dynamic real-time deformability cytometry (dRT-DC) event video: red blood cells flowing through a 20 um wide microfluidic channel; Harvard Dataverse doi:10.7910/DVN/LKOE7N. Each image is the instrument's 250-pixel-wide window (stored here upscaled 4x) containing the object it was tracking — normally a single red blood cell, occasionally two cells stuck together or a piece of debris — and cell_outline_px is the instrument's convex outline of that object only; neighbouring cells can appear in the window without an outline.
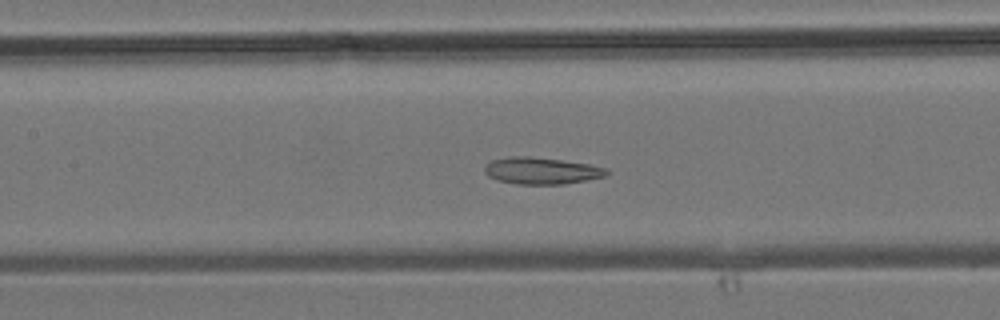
{"species": "common noctule bat (a hibernating species)", "species_latin": "Nyctalus noctula", "temperature_condition": "room temperature", "stored_images_in_passage": 43, "camera_frame_rate_fps": 3000, "um_per_image_px": 0.085, "animal": {"sex": "male", "body_mass_g": 19.2, "forearm_length_mm": 51.8}, "frame": {"image": 1, "passage_image": 20, "time_ms": 6.333, "image_size_px": [1000, 320], "cell_outline_px": [[612, 172], [604, 176], [564, 184], [516, 184], [496, 180], [488, 176], [484, 172], [484, 168], [492, 160], [508, 156], [528, 156], [560, 160], [588, 164], [608, 168]], "centroid_in_image_um": [46.02, 14.51], "position_along_channel_um": 161.4, "area_um2": 19.02}}
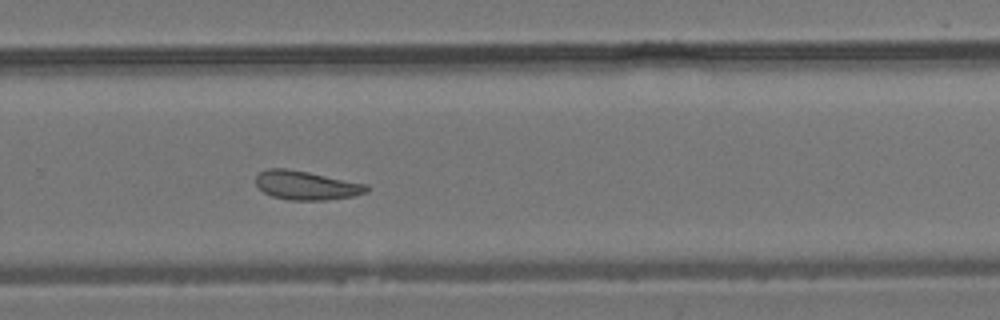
{"frame": {"image": 2, "passage_image": 29, "time_ms": 9.333, "image_size_px": [1000, 320], "cell_outline_px": [[372, 188], [368, 192], [352, 196], [328, 200], [288, 200], [272, 196], [264, 192], [256, 184], [256, 176], [260, 172], [268, 168], [288, 168], [368, 184]], "centroid_in_image_um": [26.07, 15.75], "position_along_channel_um": 303.7, "area_um2": 18.79}}
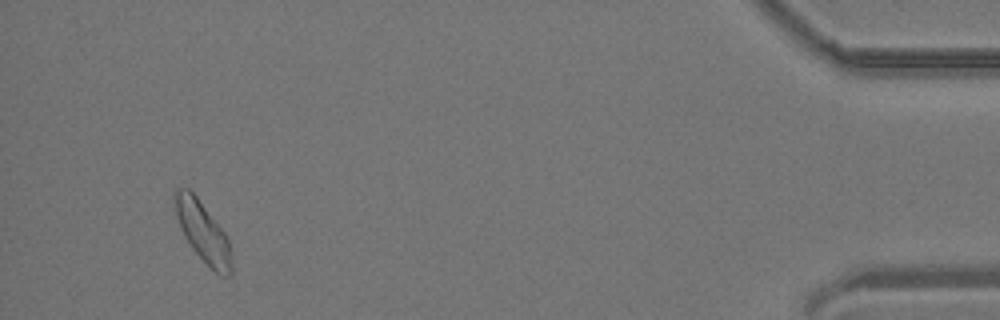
{"frame": {"image": 3, "passage_image": 41, "time_ms": 13.333, "image_size_px": [1000, 320], "cell_outline_px": [[232, 276], [220, 276], [192, 248], [184, 236], [180, 228], [176, 216], [172, 192], [176, 188], [188, 188], [196, 196], [228, 236], [232, 256]], "centroid_in_image_um": [17.25, 19.7], "position_along_channel_um": 418.0, "area_um2": 20.0}}